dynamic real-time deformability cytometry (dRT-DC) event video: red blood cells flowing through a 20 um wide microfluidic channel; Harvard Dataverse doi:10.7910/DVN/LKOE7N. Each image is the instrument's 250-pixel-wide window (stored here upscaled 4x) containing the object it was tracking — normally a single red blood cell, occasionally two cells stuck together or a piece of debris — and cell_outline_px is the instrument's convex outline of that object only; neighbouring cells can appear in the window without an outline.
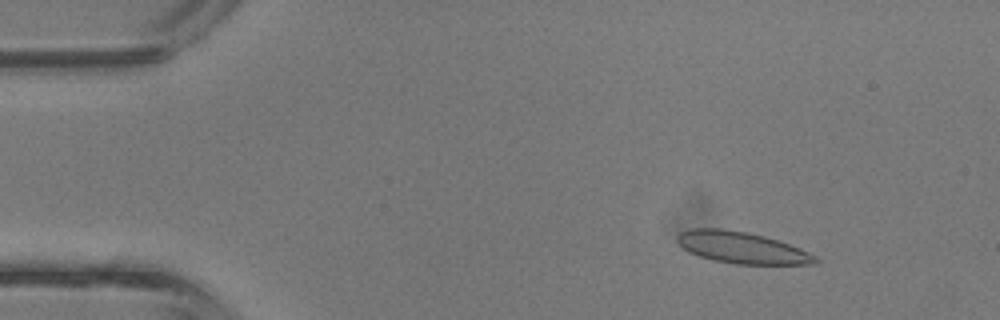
{"species": "common noctule bat (a hibernating species)", "species_latin": "Nyctalus noctula", "temperature_condition": "room temperature", "stored_images_in_passage": 43, "camera_frame_rate_fps": 3000, "um_per_image_px": 0.085, "animal": {"sex": "male", "body_mass_g": 13.3}, "frame": {"image": 1, "passage_image": 6, "time_ms": 1.667, "image_size_px": [1000, 320], "cell_outline_px": [[820, 260], [816, 264], [736, 264], [712, 260], [688, 252], [676, 240], [676, 236], [680, 232], [692, 228], [720, 228], [748, 232], [764, 236], [800, 248], [816, 256]], "centroid_in_image_um": [63.04, 21.05], "position_along_channel_um": 22.0, "area_um2": 25.37}}
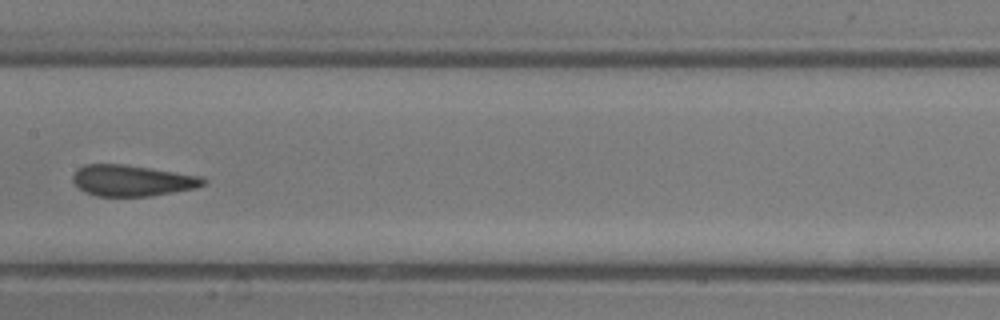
{"frame": {"image": 2, "passage_image": 22, "time_ms": 7.0, "image_size_px": [1000, 320], "cell_outline_px": [[208, 180], [204, 184], [196, 188], [148, 196], [96, 196], [84, 192], [72, 180], [72, 176], [76, 168], [84, 164], [120, 164], [148, 168], [200, 176]], "centroid_in_image_um": [11.18, 15.35], "position_along_channel_um": 196.2, "area_um2": 23.47}}
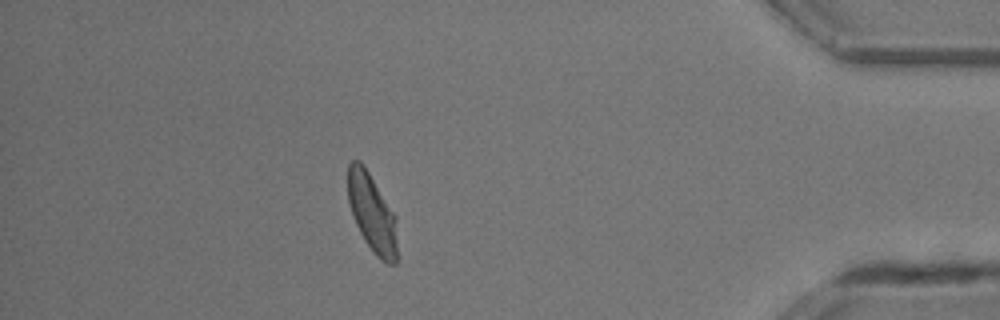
{"frame": {"image": 3, "passage_image": 38, "time_ms": 12.333, "image_size_px": [1000, 320], "cell_outline_px": [[396, 264], [388, 264], [380, 260], [376, 256], [364, 240], [352, 216], [348, 200], [348, 164], [352, 160], [360, 160], [368, 172], [396, 216]], "centroid_in_image_um": [31.61, 18.12], "position_along_channel_um": 403.6, "area_um2": 22.37}, "authors_computed_cell_mechanics": {"area_um2": 23.9292, "velocity_mm_per_s": 4.7971, "shape_relaxation_time_tau1_ms": 7.3857, "shape_relaxation_time_tau2_ms": 0.7784, "deformation_change_tau1": 0.199, "deformation_change_tau2": 0.0643}}